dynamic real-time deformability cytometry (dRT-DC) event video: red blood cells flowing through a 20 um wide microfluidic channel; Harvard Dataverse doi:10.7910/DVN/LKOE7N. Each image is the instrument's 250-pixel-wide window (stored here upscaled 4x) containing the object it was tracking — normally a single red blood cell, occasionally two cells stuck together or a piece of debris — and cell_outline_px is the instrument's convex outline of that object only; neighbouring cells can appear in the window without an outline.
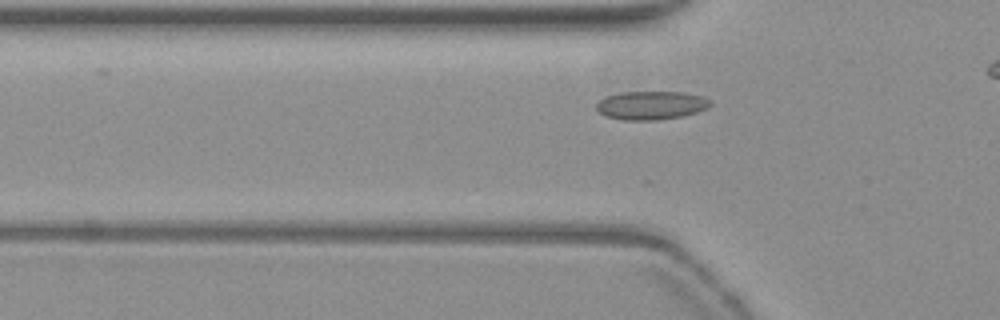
{"species": "common noctule bat (a hibernating species)", "species_latin": "Nyctalus noctula", "temperature_condition": "warm", "stored_images_in_passage": 21, "camera_frame_rate_fps": 3000, "um_per_image_px": 0.085, "animal": {"sex": "female", "body_mass_g": 19.3, "forearm_length_mm": 54.1}, "frame": {"image": 1, "passage_image": 5, "time_ms": 1.333, "image_size_px": [1000, 320], "cell_outline_px": [[712, 104], [708, 108], [696, 112], [680, 116], [656, 120], [624, 120], [604, 116], [596, 108], [596, 104], [600, 100], [608, 96], [620, 92], [684, 92], [700, 96], [712, 100]], "centroid_in_image_um": [55.35, 8.95], "position_along_channel_um": 70.4, "area_um2": 18.84}}
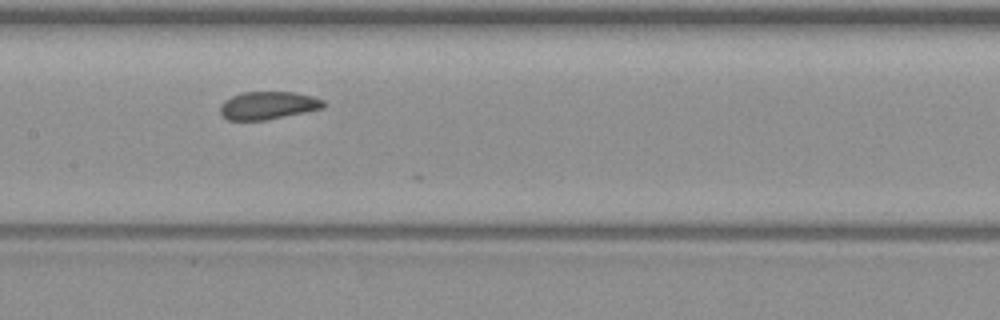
{"frame": {"image": 2, "passage_image": 14, "time_ms": 4.333, "image_size_px": [1000, 320], "cell_outline_px": [[328, 104], [324, 108], [264, 120], [228, 120], [220, 112], [220, 104], [224, 100], [232, 96], [244, 92], [292, 92], [312, 96], [324, 100]], "centroid_in_image_um": [22.8, 8.95], "position_along_channel_um": 184.6, "area_um2": 16.7}}
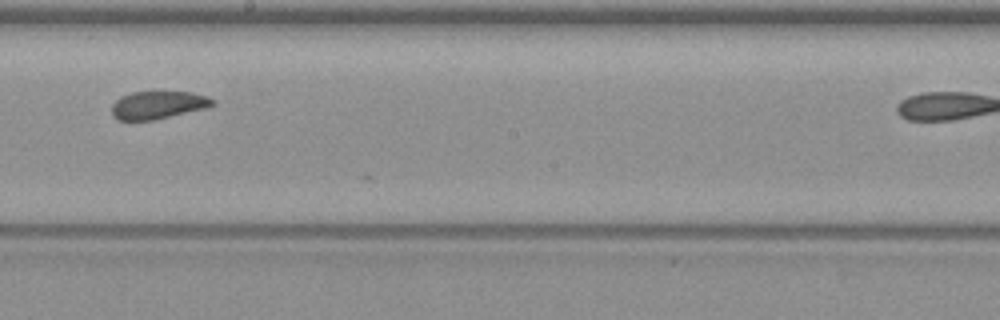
{"frame": {"image": 3, "passage_image": 18, "time_ms": 5.667, "image_size_px": [1000, 320], "cell_outline_px": [[216, 104], [208, 108], [152, 120], [116, 120], [112, 116], [112, 104], [120, 96], [132, 92], [192, 92], [208, 96], [216, 100]], "centroid_in_image_um": [13.46, 8.92], "position_along_channel_um": 234.7, "area_um2": 16.53}}